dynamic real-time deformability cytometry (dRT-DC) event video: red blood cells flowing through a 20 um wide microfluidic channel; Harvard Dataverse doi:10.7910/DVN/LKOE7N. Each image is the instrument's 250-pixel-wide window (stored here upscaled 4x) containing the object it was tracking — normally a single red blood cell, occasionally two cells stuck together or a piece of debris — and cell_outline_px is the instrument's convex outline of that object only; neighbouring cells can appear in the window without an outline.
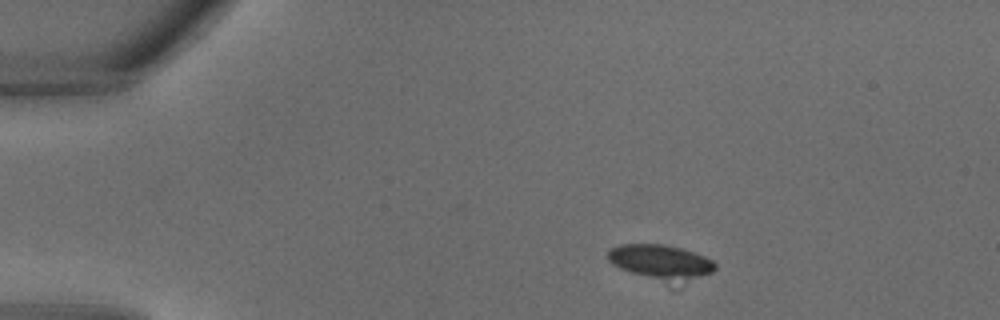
{"species": "common noctule bat (a hibernating species)", "species_latin": "Nyctalus noctula", "temperature_condition": "warm", "stored_images_in_passage": 11, "camera_frame_rate_fps": 3000, "um_per_image_px": 0.085, "animal": {"sex": "male", "body_mass_g": 18.8}, "frame": {"image": 1, "passage_image": 1, "time_ms": 0.0, "image_size_px": [1000, 320], "cell_outline_px": [[716, 268], [712, 272], [668, 288], [620, 268], [612, 264], [608, 260], [608, 252], [612, 248], [620, 244], [664, 244], [680, 248], [704, 256], [712, 260], [716, 264]], "centroid_in_image_um": [56.17, 22.35], "position_along_channel_um": 28.8, "area_um2": 22.54}}
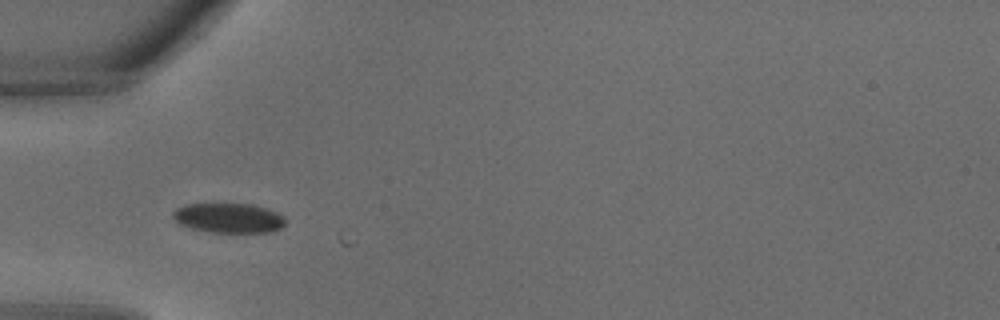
{"frame": {"image": 2, "passage_image": 6, "time_ms": 1.667, "image_size_px": [1000, 320], "cell_outline_px": [[288, 220], [280, 228], [272, 232], [212, 232], [192, 228], [180, 224], [172, 216], [172, 212], [176, 208], [188, 204], [252, 204], [276, 212], [284, 216]], "centroid_in_image_um": [19.46, 18.53], "position_along_channel_um": 65.5, "area_um2": 19.36}}